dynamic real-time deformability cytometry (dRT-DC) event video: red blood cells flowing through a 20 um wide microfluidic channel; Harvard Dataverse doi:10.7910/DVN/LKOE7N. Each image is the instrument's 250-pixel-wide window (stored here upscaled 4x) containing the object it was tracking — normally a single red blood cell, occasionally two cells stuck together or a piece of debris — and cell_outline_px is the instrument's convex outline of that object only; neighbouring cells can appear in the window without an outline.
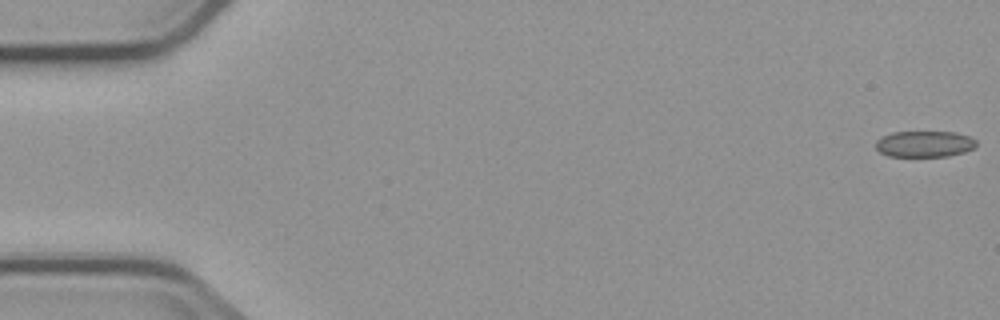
{"species": "common noctule bat (a hibernating species)", "species_latin": "Nyctalus noctula", "temperature_condition": "cold", "stored_images_in_passage": 5, "camera_frame_rate_fps": 3000, "um_per_image_px": 0.085, "animal": {"sex": "male", "body_mass_g": 23.1, "forearm_length_mm": 52.7}, "frame": {"image": 1, "passage_image": 1, "time_ms": 0.0, "image_size_px": [1000, 320], "cell_outline_px": [[976, 148], [964, 152], [948, 156], [888, 156], [880, 152], [876, 148], [876, 140], [880, 136], [892, 132], [956, 132], [972, 136], [976, 140]], "centroid_in_image_um": [78.6, 12.23], "position_along_channel_um": 6.4, "area_um2": 15.55}}